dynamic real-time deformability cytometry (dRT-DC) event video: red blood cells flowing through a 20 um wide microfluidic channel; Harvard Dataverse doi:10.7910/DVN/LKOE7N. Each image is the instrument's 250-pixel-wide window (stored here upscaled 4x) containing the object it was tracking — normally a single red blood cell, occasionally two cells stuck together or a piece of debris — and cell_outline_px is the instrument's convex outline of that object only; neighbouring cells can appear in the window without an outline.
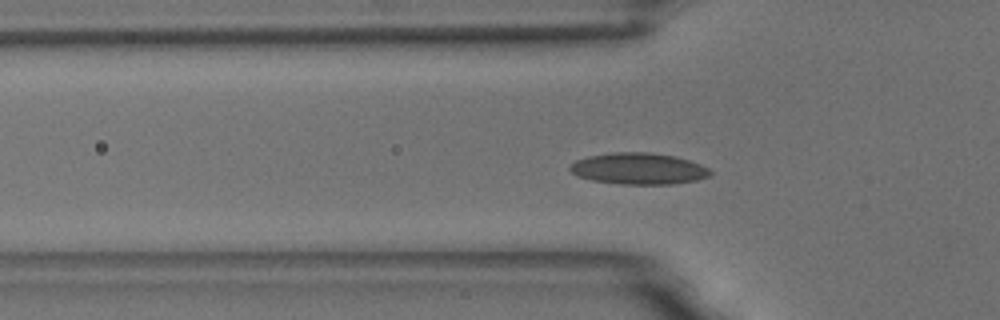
{"species": "common noctule bat (a hibernating species)", "species_latin": "Nyctalus noctula", "temperature_condition": "room temperature", "stored_images_in_passage": 51, "camera_frame_rate_fps": 3000, "um_per_image_px": 0.085, "animal": {"sex": "male", "body_mass_g": 18.8}, "frame": {"image": 1, "passage_image": 12, "time_ms": 3.667, "image_size_px": [1000, 320], "cell_outline_px": [[712, 172], [708, 176], [696, 180], [672, 184], [620, 184], [592, 180], [576, 176], [568, 168], [576, 160], [588, 156], [612, 152], [648, 152], [676, 156], [700, 164], [708, 168]], "centroid_in_image_um": [54.26, 14.33], "position_along_channel_um": 71.5, "area_um2": 25.66}}
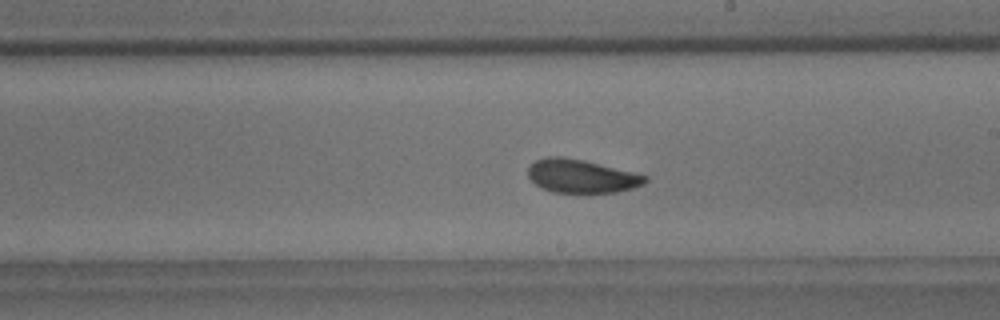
{"frame": {"image": 2, "passage_image": 26, "time_ms": 8.333, "image_size_px": [1000, 320], "cell_outline_px": [[648, 180], [644, 184], [632, 188], [616, 192], [552, 192], [540, 188], [528, 176], [528, 168], [536, 160], [544, 156], [560, 156], [584, 160], [648, 176]], "centroid_in_image_um": [49.4, 14.97], "position_along_channel_um": 239.6, "area_um2": 22.66}}
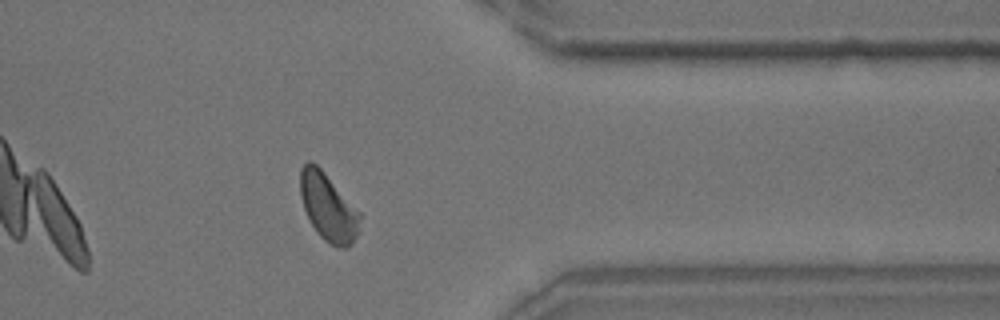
{"frame": {"image": 3, "passage_image": 39, "time_ms": 12.667, "image_size_px": [1000, 320], "cell_outline_px": [[360, 232], [352, 244], [344, 248], [336, 248], [328, 244], [316, 232], [304, 208], [300, 196], [300, 168], [308, 160], [312, 160], [324, 172], [360, 212]], "centroid_in_image_um": [27.9, 17.64], "position_along_channel_um": 383.5, "area_um2": 23.64}, "authors_computed_cell_mechanics": {"area_um2": 23.2934, "velocity_mm_per_s": 3.5872, "shape_relaxation_time_tau1_ms": 4.0411, "shape_relaxation_time_tau2_ms": 1.4997, "deformation_change_tau1": 0.0969, "deformation_change_tau2": 0.0621}}